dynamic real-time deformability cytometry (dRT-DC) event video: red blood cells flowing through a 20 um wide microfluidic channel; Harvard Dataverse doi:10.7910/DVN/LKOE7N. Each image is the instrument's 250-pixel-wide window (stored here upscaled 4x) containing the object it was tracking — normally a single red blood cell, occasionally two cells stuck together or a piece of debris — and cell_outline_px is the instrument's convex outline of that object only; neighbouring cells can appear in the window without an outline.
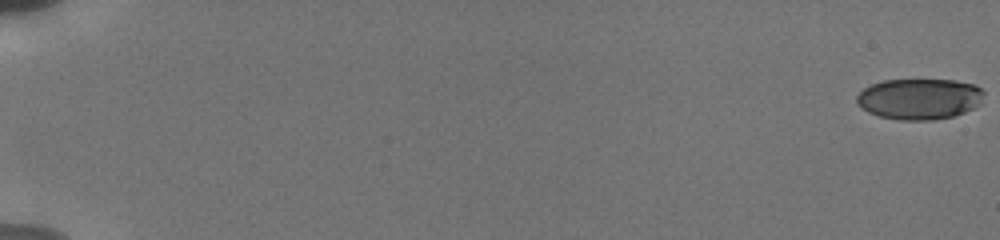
{"species": "human", "species_latin": "Homo sapiens", "temperature_condition": "cold", "stored_images_in_passage": 11, "camera_frame_rate_fps": 3000, "um_per_image_px": 0.085, "donor": {"sex": "male"}, "frame": {"image": 1, "passage_image": 1, "time_ms": 0.0, "image_size_px": [1000, 240], "cell_outline_px": [[984, 92], [980, 104], [976, 108], [952, 116], [932, 120], [900, 120], [880, 116], [868, 112], [860, 108], [856, 100], [856, 96], [864, 88], [872, 84], [884, 80], [956, 80], [976, 84]], "centroid_in_image_um": [78.16, 8.4], "position_along_channel_um": 6.8, "area_um2": 30.46}}
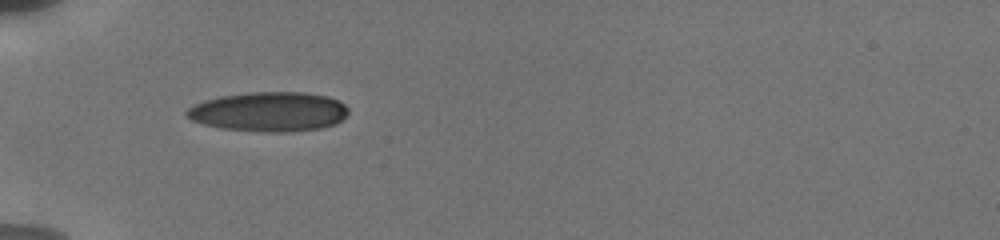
{"frame": {"image": 2, "passage_image": 10, "time_ms": 6.667, "image_size_px": [1000, 240], "cell_outline_px": [[348, 112], [336, 124], [320, 128], [288, 132], [260, 132], [220, 128], [204, 124], [192, 120], [184, 112], [188, 108], [204, 100], [220, 96], [248, 92], [304, 92], [328, 96], [340, 100], [348, 108]], "centroid_in_image_um": [22.87, 9.49], "position_along_channel_um": 62.1, "area_um2": 37.4}}